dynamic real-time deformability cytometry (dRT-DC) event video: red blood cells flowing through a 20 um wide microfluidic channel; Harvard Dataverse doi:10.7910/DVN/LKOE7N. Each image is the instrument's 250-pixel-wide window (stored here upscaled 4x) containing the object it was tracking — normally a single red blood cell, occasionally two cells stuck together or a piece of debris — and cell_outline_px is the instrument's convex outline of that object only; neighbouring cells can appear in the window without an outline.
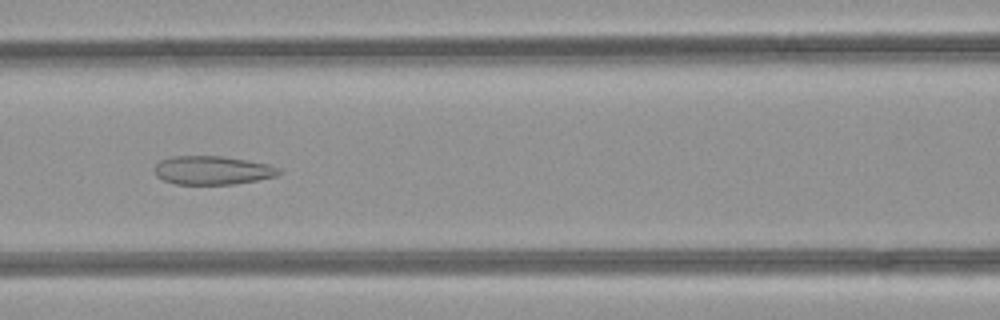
{"species": "common noctule bat (a hibernating species)", "species_latin": "Nyctalus noctula", "temperature_condition": "room temperature", "stored_images_in_passage": 36, "camera_frame_rate_fps": 3000, "um_per_image_px": 0.085, "animal": {"sex": "female", "body_mass_g": 21.9}, "frame": {"image": 1, "passage_image": 9, "time_ms": 2.667, "image_size_px": [1000, 320], "cell_outline_px": [[284, 172], [276, 176], [236, 184], [176, 184], [164, 180], [156, 176], [152, 168], [160, 160], [172, 156], [224, 156], [248, 160], [268, 164], [280, 168]], "centroid_in_image_um": [18.06, 14.47], "position_along_channel_um": 148.5, "area_um2": 20.98}}
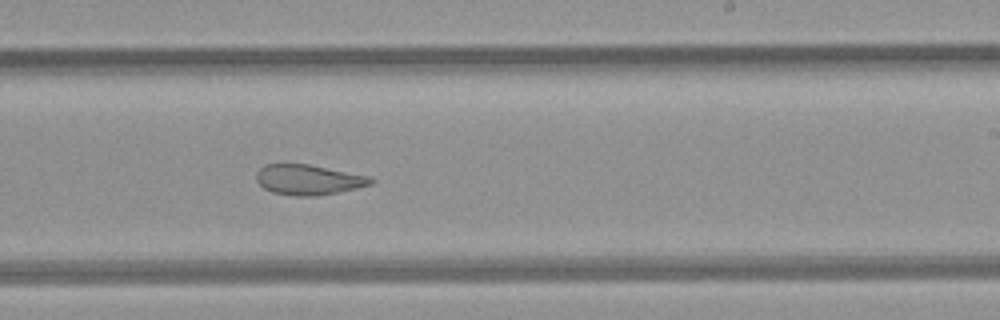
{"frame": {"image": 2, "passage_image": 17, "time_ms": 5.333, "image_size_px": [1000, 320], "cell_outline_px": [[376, 180], [372, 184], [356, 188], [316, 196], [296, 196], [272, 192], [264, 188], [256, 180], [256, 172], [264, 164], [308, 164], [368, 176]], "centroid_in_image_um": [26.19, 15.27], "position_along_channel_um": 262.8, "area_um2": 20.0}}
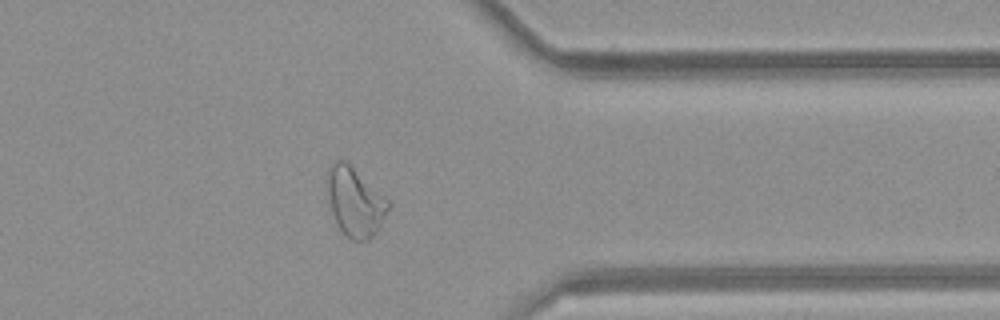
{"frame": {"image": 3, "passage_image": 26, "time_ms": 8.333, "image_size_px": [1000, 320], "cell_outline_px": [[392, 204], [376, 232], [368, 240], [352, 240], [340, 228], [332, 212], [328, 192], [328, 168], [336, 160], [344, 160], [388, 200]], "centroid_in_image_um": [30.19, 17.17], "position_along_channel_um": 381.2, "area_um2": 23.64}, "authors_computed_cell_mechanics": {"area_um2": 21.7906, "velocity_mm_per_s": 4.2991, "shape_relaxation_time_tau1_ms": null, "shape_relaxation_time_tau2_ms": 1.9138, "deformation_change_tau1": null, "deformation_change_tau2": 0.0957}}